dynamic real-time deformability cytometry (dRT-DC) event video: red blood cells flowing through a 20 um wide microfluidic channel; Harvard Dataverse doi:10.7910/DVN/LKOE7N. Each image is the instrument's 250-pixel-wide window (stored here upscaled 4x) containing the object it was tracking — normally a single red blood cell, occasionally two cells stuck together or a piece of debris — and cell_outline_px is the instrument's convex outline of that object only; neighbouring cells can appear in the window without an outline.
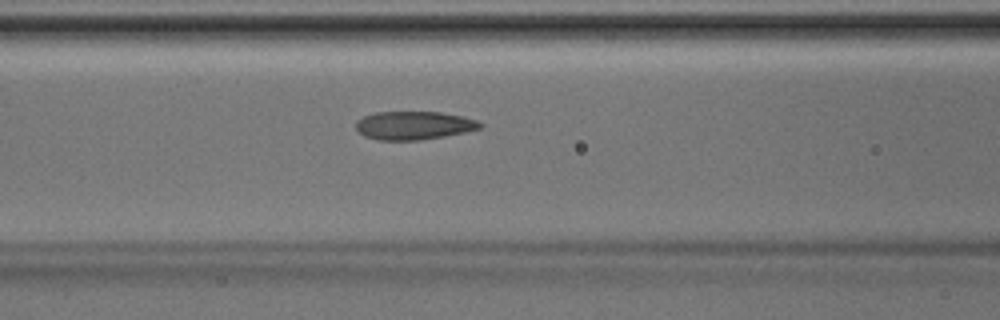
{"species": "Egyptian fruit bat (a non-hibernating species)", "species_latin": "Rousettus aegyptiacus", "temperature_condition": "room temperature", "stored_images_in_passage": 11, "camera_frame_rate_fps": 3000, "um_per_image_px": 0.085, "animal": {"sex": "male"}, "frame": {"image": 1, "passage_image": 7, "time_ms": 2.0, "image_size_px": [1000, 320], "cell_outline_px": [[484, 124], [480, 128], [464, 132], [444, 136], [420, 140], [376, 140], [364, 136], [356, 128], [356, 120], [364, 116], [376, 112], [440, 112], [460, 116], [476, 120]], "centroid_in_image_um": [35.15, 10.66], "position_along_channel_um": 131.5, "area_um2": 20.4}}
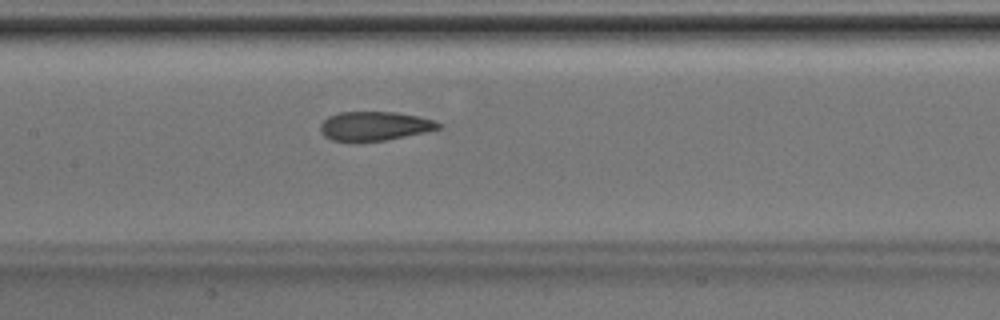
{"frame": {"image": 2, "passage_image": 10, "time_ms": 3.0, "image_size_px": [1000, 320], "cell_outline_px": [[440, 128], [424, 132], [384, 140], [356, 144], [352, 144], [332, 140], [324, 136], [320, 132], [320, 124], [328, 116], [340, 112], [396, 112], [416, 116], [432, 120], [440, 124]], "centroid_in_image_um": [31.73, 10.75], "position_along_channel_um": 175.7, "area_um2": 20.29}}